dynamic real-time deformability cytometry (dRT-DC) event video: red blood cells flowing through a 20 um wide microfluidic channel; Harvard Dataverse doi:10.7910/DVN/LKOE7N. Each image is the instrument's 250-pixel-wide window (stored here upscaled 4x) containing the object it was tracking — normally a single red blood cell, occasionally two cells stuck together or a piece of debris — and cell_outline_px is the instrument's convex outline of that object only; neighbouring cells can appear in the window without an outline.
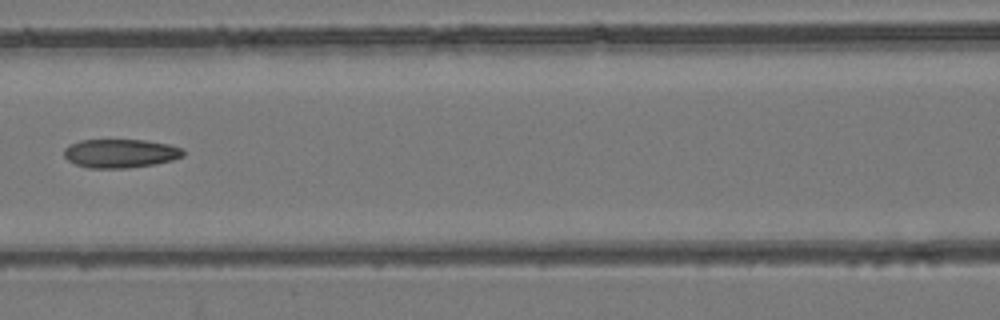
{"species": "common noctule bat (a hibernating species)", "species_latin": "Nyctalus noctula", "temperature_condition": "room temperature", "stored_images_in_passage": 6, "camera_frame_rate_fps": 3000, "um_per_image_px": 0.085, "animal": {"sex": "female", "body_mass_g": 24.6, "forearm_length_mm": 56.2}, "frame": {"image": 1, "passage_image": 6, "time_ms": 1.667, "image_size_px": [1000, 320], "cell_outline_px": [[184, 156], [172, 160], [156, 164], [124, 168], [88, 168], [76, 164], [68, 160], [64, 156], [64, 148], [68, 144], [80, 140], [144, 140], [168, 144], [184, 148]], "centroid_in_image_um": [10.23, 13.03], "position_along_channel_um": 156.4, "area_um2": 20.06}}